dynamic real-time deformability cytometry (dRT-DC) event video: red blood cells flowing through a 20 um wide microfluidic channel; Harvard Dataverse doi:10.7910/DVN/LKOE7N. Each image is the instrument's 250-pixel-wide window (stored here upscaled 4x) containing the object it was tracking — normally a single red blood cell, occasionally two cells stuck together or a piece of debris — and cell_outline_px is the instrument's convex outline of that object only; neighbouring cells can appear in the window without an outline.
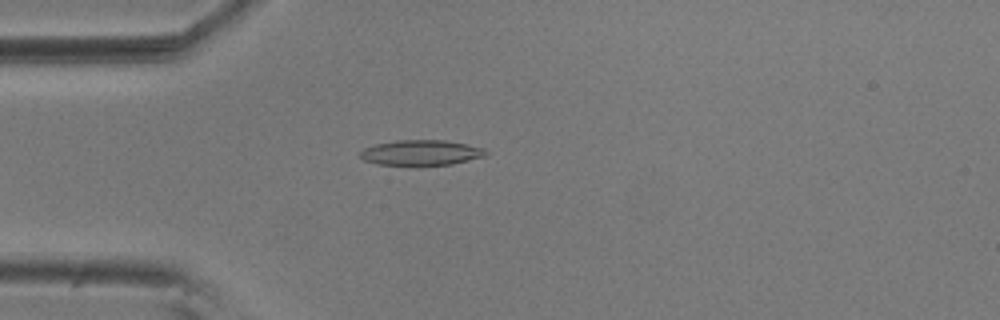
{"species": "common noctule bat (a hibernating species)", "species_latin": "Nyctalus noctula", "temperature_condition": "room temperature", "stored_images_in_passage": 51, "camera_frame_rate_fps": 3000, "um_per_image_px": 0.085, "animal": {"sex": "male", "body_mass_g": 20.5, "forearm_length_mm": 52.5}, "frame": {"image": 1, "passage_image": 15, "time_ms": 4.667, "image_size_px": [1000, 320], "cell_outline_px": [[488, 152], [484, 156], [452, 164], [416, 168], [376, 164], [364, 160], [360, 156], [360, 152], [364, 148], [376, 144], [396, 140], [444, 140], [468, 144], [484, 148]], "centroid_in_image_um": [35.77, 13.02], "position_along_channel_um": 49.2, "area_um2": 19.31}}
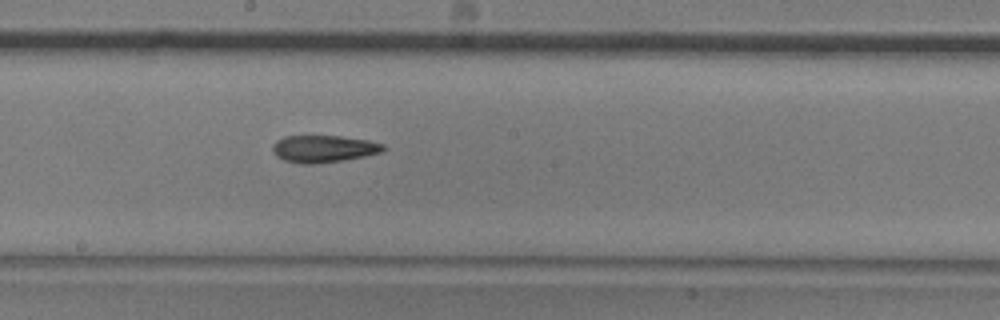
{"frame": {"image": 2, "passage_image": 30, "time_ms": 9.667, "image_size_px": [1000, 320], "cell_outline_px": [[388, 148], [384, 152], [344, 160], [312, 164], [300, 164], [284, 160], [276, 156], [272, 152], [272, 144], [276, 140], [284, 136], [340, 136], [368, 140], [384, 144]], "centroid_in_image_um": [27.51, 12.65], "position_along_channel_um": 220.7, "area_um2": 17.74}}
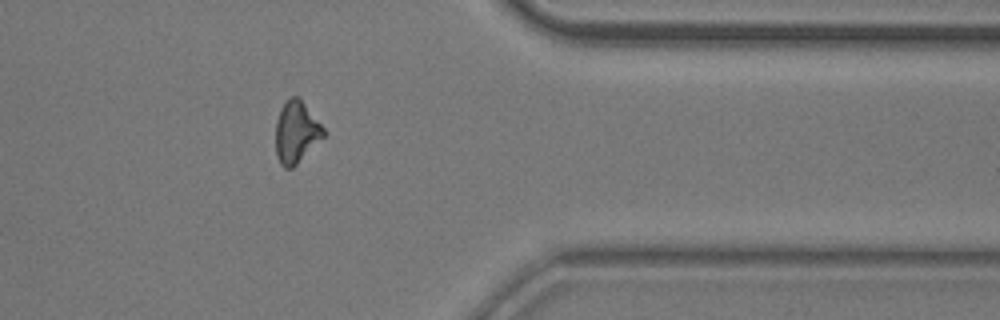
{"frame": {"image": 3, "passage_image": 45, "time_ms": 14.667, "image_size_px": [1000, 320], "cell_outline_px": [[324, 136], [292, 168], [284, 168], [280, 164], [276, 156], [276, 120], [280, 108], [284, 100], [288, 96], [300, 96], [324, 128]], "centroid_in_image_um": [25.15, 11.17], "position_along_channel_um": 386.2, "area_um2": 17.4}}